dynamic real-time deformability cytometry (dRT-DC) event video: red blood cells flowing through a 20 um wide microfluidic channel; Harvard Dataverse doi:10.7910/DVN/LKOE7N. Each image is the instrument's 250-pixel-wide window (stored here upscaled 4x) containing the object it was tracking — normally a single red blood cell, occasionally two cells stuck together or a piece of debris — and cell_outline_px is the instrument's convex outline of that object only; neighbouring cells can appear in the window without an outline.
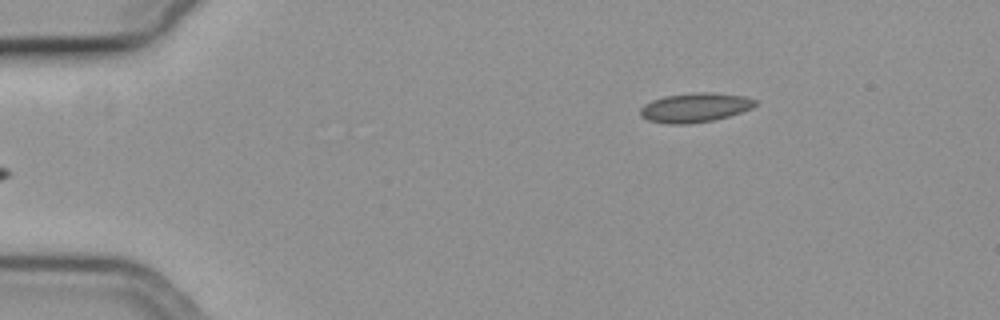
{"species": "common noctule bat (a hibernating species)", "species_latin": "Nyctalus noctula", "temperature_condition": "cold", "stored_images_in_passage": 48, "camera_frame_rate_fps": 3000, "um_per_image_px": 0.085, "animal": {"sex": "female", "body_mass_g": 19.3, "forearm_length_mm": 54.1}, "frame": {"image": 1, "passage_image": 1, "time_ms": 0.0, "image_size_px": [1000, 320], "cell_outline_px": [[756, 104], [752, 108], [728, 116], [712, 120], [688, 124], [668, 124], [648, 120], [640, 116], [640, 108], [644, 104], [652, 100], [664, 96], [692, 92], [712, 92], [744, 96], [756, 100]], "centroid_in_image_um": [59.04, 9.13], "position_along_channel_um": 26.0, "area_um2": 19.65}}
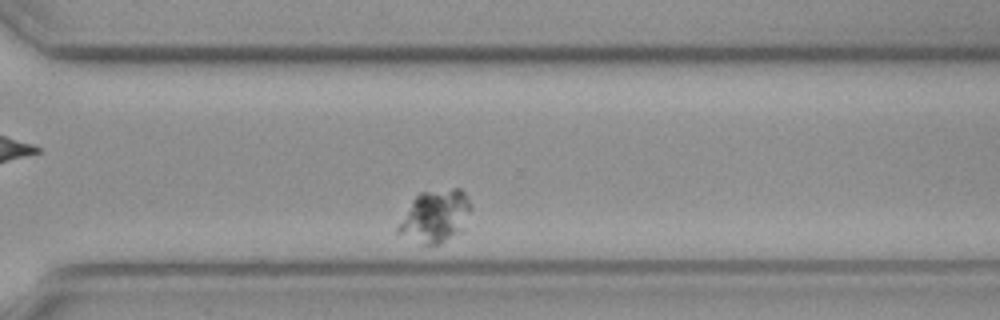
{"frame": {"image": 2, "passage_image": 35, "time_ms": 11.333, "image_size_px": [1000, 320], "cell_outline_px": [[472, 208], [464, 232], [440, 244], [424, 244], [396, 232], [396, 228], [412, 200], [420, 192], [452, 188], [460, 188], [468, 196], [472, 204]], "centroid_in_image_um": [37.07, 18.37], "position_along_channel_um": 333.5, "area_um2": 22.6}}
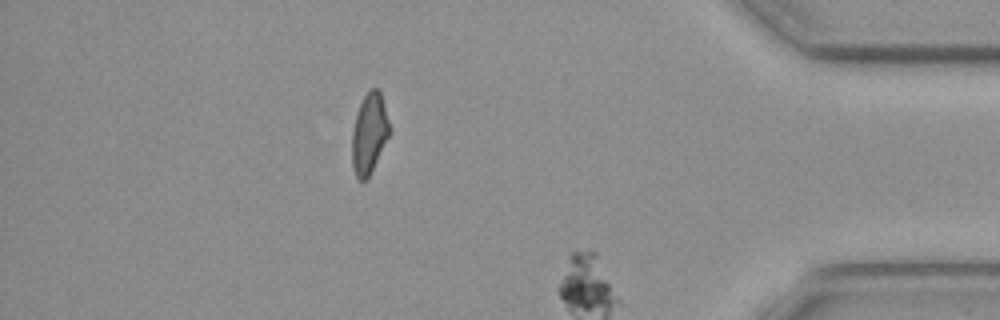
{"frame": {"image": 3, "passage_image": 41, "time_ms": 13.333, "image_size_px": [1000, 320], "cell_outline_px": [[392, 128], [368, 176], [364, 180], [356, 180], [352, 168], [352, 132], [356, 116], [360, 104], [364, 96], [372, 88], [376, 88], [380, 92]], "centroid_in_image_um": [31.38, 11.34], "position_along_channel_um": 403.8, "area_um2": 17.28}}